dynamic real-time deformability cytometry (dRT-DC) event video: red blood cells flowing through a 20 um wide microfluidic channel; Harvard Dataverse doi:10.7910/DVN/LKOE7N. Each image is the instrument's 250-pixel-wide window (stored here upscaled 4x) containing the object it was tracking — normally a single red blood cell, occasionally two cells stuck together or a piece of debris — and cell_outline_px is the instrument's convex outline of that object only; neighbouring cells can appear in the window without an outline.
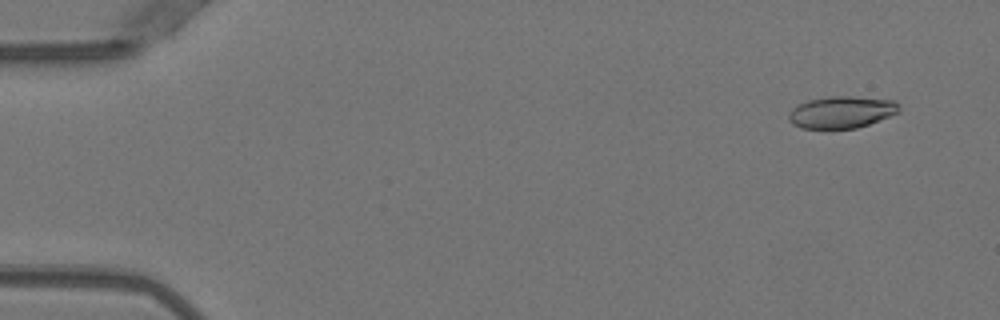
{"species": "Egyptian fruit bat (a non-hibernating species)", "species_latin": "Rousettus aegyptiacus", "temperature_condition": "warm", "stored_images_in_passage": 51, "camera_frame_rate_fps": 3000, "um_per_image_px": 0.085, "animal": {"sex": "female"}, "frame": {"image": 1, "passage_image": 4, "time_ms": 1.0, "image_size_px": [1000, 320], "cell_outline_px": [[900, 112], [868, 124], [856, 128], [800, 128], [792, 124], [788, 120], [788, 112], [796, 104], [808, 100], [832, 96], [852, 96], [896, 100], [900, 104]], "centroid_in_image_um": [71.52, 9.52], "position_along_channel_um": 13.5, "area_um2": 20.75}}
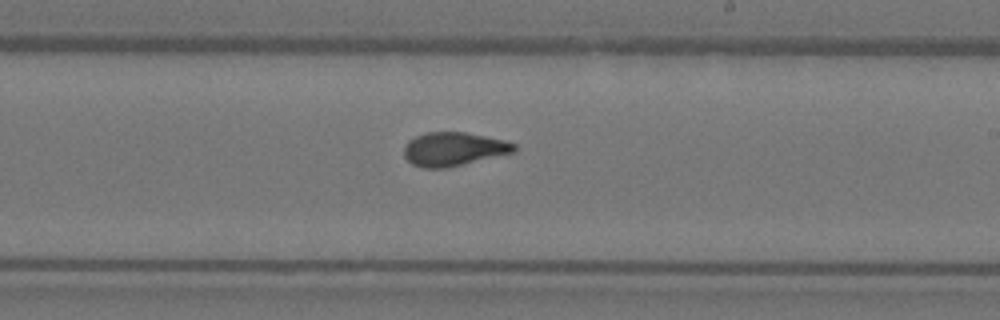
{"frame": {"image": 2, "passage_image": 31, "time_ms": 10.0, "image_size_px": [1000, 320], "cell_outline_px": [[516, 152], [448, 168], [424, 168], [412, 164], [404, 156], [404, 144], [408, 140], [416, 136], [428, 132], [464, 132], [504, 140], [516, 144]], "centroid_in_image_um": [38.56, 12.68], "position_along_channel_um": 250.4, "area_um2": 21.73}}
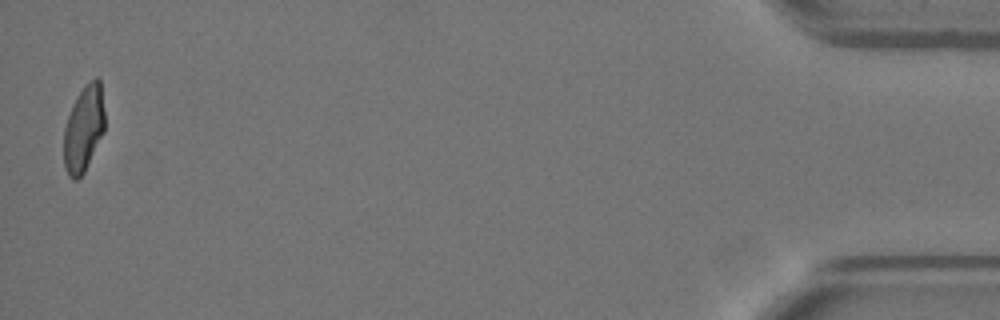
{"frame": {"image": 3, "passage_image": 51, "time_ms": 16.667, "image_size_px": [1000, 320], "cell_outline_px": [[104, 132], [84, 172], [76, 180], [72, 180], [68, 176], [64, 168], [64, 128], [72, 104], [76, 96], [84, 84], [96, 76], [100, 80], [104, 112]], "centroid_in_image_um": [7.1, 10.92], "position_along_channel_um": 428.1, "area_um2": 20.69}, "authors_computed_cell_mechanics": {"area_um2": 21.3282, "velocity_mm_per_s": 4.0018, "shape_relaxation_time_tau1_ms": 6.3001, "shape_relaxation_time_tau2_ms": 1.4497, "deformation_change_tau1": 0.2173, "deformation_change_tau2": 0.0609}}